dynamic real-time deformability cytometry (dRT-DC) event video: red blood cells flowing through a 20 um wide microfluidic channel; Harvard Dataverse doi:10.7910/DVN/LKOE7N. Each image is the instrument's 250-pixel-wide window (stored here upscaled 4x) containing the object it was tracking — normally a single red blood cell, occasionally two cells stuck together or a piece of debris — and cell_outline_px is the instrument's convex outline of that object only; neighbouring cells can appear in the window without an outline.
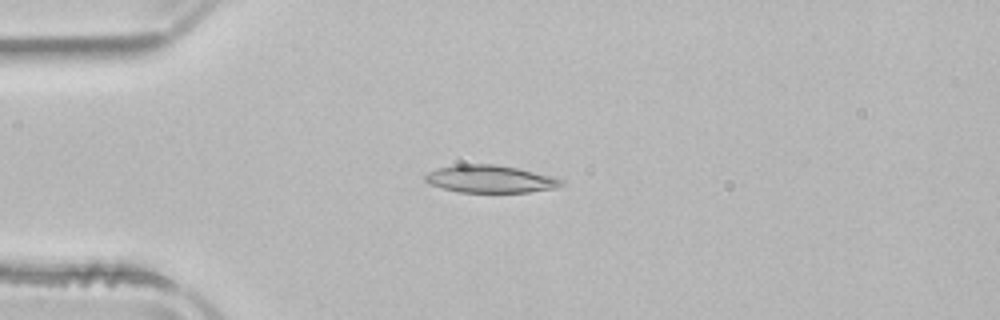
{"species": "common noctule bat (a hibernating species)", "species_latin": "Nyctalus noctula", "temperature_condition": "room temperature", "stored_images_in_passage": 51, "camera_frame_rate_fps": 3000, "um_per_image_px": 0.085, "animal": {"sex": "male", "body_mass_g": 21.5, "forearm_length_mm": 52.0}, "frame": {"image": 1, "passage_image": 12, "time_ms": 3.667, "image_size_px": [1000, 320], "cell_outline_px": [[564, 184], [556, 188], [528, 192], [460, 192], [428, 184], [424, 180], [424, 176], [428, 172], [440, 168], [456, 164], [492, 164], [516, 168], [552, 176], [564, 180]], "centroid_in_image_um": [41.66, 15.22], "position_along_channel_um": 43.3, "area_um2": 21.68}}
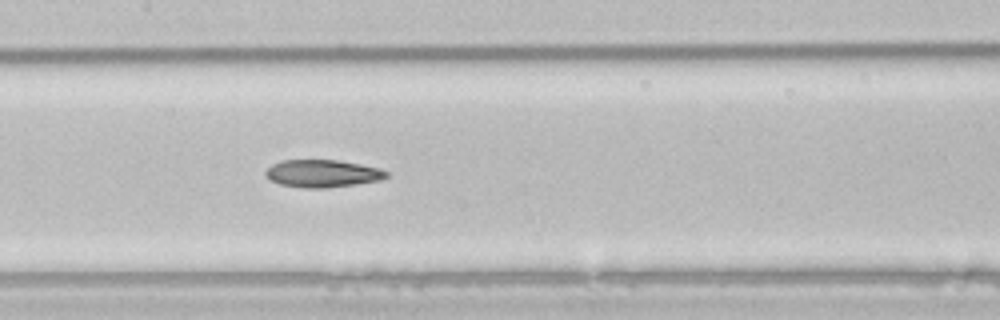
{"frame": {"image": 2, "passage_image": 24, "time_ms": 7.667, "image_size_px": [1000, 320], "cell_outline_px": [[388, 176], [380, 180], [328, 188], [304, 188], [280, 184], [272, 180], [264, 172], [272, 164], [280, 160], [340, 160], [380, 168], [388, 172]], "centroid_in_image_um": [27.42, 14.74], "position_along_channel_um": 180.0, "area_um2": 19.31}}
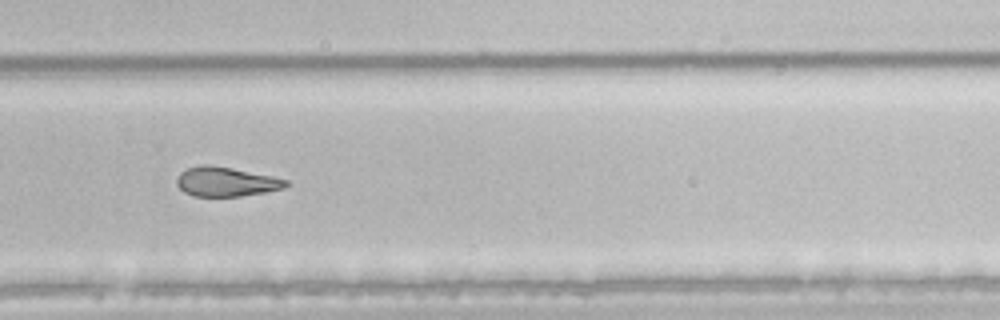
{"frame": {"image": 3, "passage_image": 34, "time_ms": 11.0, "image_size_px": [1000, 320], "cell_outline_px": [[292, 184], [284, 188], [264, 192], [240, 196], [196, 196], [184, 192], [176, 184], [176, 180], [180, 172], [188, 168], [200, 164], [204, 164], [232, 168], [272, 176], [288, 180]], "centroid_in_image_um": [19.22, 15.44], "position_along_channel_um": 310.6, "area_um2": 18.67}, "authors_computed_cell_mechanics": {"area_um2": 21.097, "velocity_mm_per_s": 3.9381, "shape_relaxation_time_tau1_ms": null, "shape_relaxation_time_tau2_ms": 10.2145, "deformation_change_tau1": null, "deformation_change_tau2": 0.1841}}